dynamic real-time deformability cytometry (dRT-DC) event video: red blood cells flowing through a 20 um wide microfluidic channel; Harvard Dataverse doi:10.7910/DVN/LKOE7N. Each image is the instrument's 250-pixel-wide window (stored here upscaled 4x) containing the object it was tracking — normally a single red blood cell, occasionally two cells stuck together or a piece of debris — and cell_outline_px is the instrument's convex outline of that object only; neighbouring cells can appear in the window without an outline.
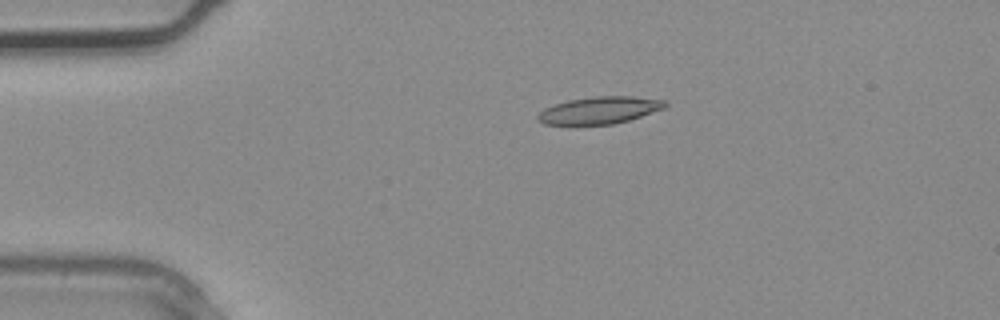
{"species": "common noctule bat (a hibernating species)", "species_latin": "Nyctalus noctula", "temperature_condition": "warm", "stored_images_in_passage": 3, "camera_frame_rate_fps": 3000, "um_per_image_px": 0.085, "animal": {"sex": "male", "body_mass_g": 20.4}, "frame": {"image": 1, "passage_image": 2, "time_ms": 0.333, "image_size_px": [1000, 320], "cell_outline_px": [[668, 104], [664, 108], [628, 120], [612, 124], [572, 128], [568, 128], [544, 124], [536, 120], [536, 116], [544, 108], [568, 100], [592, 96], [632, 96], [664, 100]], "centroid_in_image_um": [50.83, 9.42], "position_along_channel_um": 34.2, "area_um2": 20.98}}
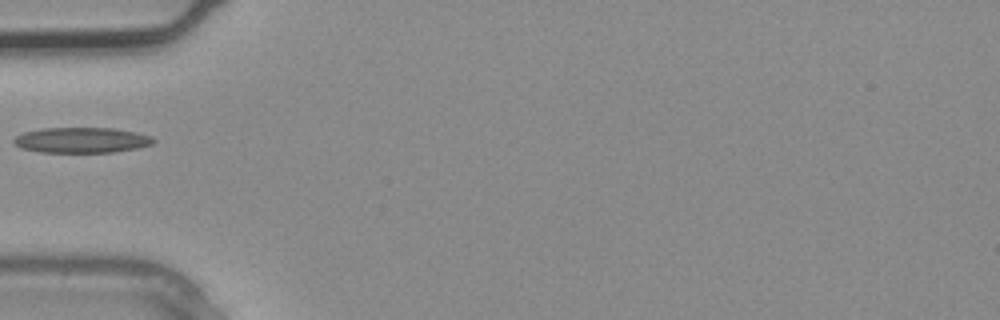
{"frame": {"image": 2, "passage_image": 3, "time_ms": 0.667, "image_size_px": [1000, 320], "cell_outline_px": [[156, 140], [152, 144], [136, 148], [112, 152], [40, 152], [20, 148], [12, 140], [16, 136], [24, 132], [44, 128], [112, 128], [136, 132], [152, 136]], "centroid_in_image_um": [6.94, 11.91], "position_along_channel_um": 78.1, "area_um2": 20.63}}